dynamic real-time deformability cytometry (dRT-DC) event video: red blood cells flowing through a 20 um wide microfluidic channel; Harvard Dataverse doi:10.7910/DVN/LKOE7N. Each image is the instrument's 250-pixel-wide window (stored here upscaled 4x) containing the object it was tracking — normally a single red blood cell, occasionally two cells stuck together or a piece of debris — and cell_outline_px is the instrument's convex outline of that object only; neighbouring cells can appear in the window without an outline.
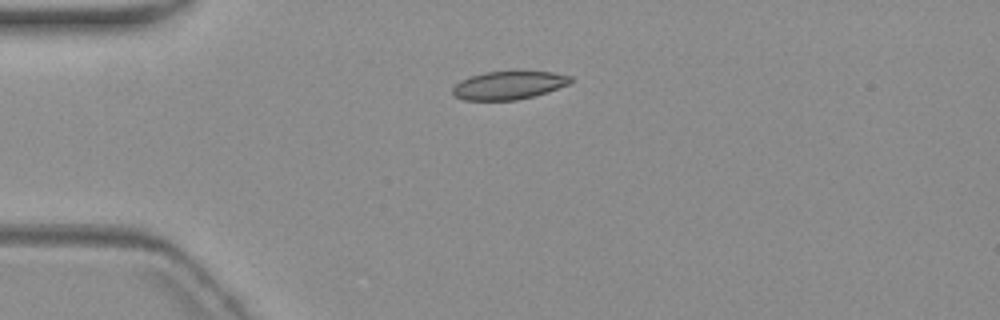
{"species": "common noctule bat (a hibernating species)", "species_latin": "Nyctalus noctula", "temperature_condition": "warm", "stored_images_in_passage": 1, "camera_frame_rate_fps": 3000, "um_per_image_px": 0.085, "animal": {"sex": "female", "body_mass_g": 19.3, "forearm_length_mm": 54.1}, "frame": {"image": 1, "passage_image": 1, "time_ms": 0.0, "image_size_px": [1000, 320], "cell_outline_px": [[572, 80], [568, 84], [548, 92], [536, 96], [516, 100], [464, 100], [456, 96], [452, 92], [452, 88], [460, 80], [484, 72], [516, 68], [552, 72], [572, 76]], "centroid_in_image_um": [43.28, 7.2], "position_along_channel_um": 41.7, "area_um2": 20.23}}